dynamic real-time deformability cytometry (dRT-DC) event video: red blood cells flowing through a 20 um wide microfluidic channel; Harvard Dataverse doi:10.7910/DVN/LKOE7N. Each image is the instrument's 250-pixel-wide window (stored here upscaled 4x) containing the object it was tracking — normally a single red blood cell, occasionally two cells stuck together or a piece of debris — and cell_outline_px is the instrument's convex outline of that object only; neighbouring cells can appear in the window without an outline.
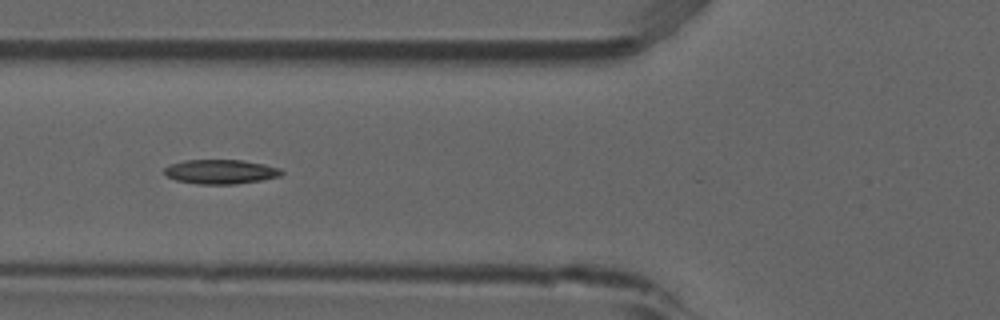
{"species": "common noctule bat (a hibernating species)", "species_latin": "Nyctalus noctula", "temperature_condition": "room temperature", "stored_images_in_passage": 6, "camera_frame_rate_fps": 3000, "um_per_image_px": 0.085, "animal": {"sex": "male", "forearm_length_mm": 52.5}, "frame": {"image": 1, "passage_image": 6, "time_ms": 1.667, "image_size_px": [1000, 320], "cell_outline_px": [[284, 172], [280, 176], [260, 180], [236, 184], [196, 184], [176, 180], [168, 176], [164, 172], [164, 168], [172, 164], [184, 160], [244, 160], [264, 164], [280, 168]], "centroid_in_image_um": [18.77, 14.59], "position_along_channel_um": 107.0, "area_um2": 16.59}}